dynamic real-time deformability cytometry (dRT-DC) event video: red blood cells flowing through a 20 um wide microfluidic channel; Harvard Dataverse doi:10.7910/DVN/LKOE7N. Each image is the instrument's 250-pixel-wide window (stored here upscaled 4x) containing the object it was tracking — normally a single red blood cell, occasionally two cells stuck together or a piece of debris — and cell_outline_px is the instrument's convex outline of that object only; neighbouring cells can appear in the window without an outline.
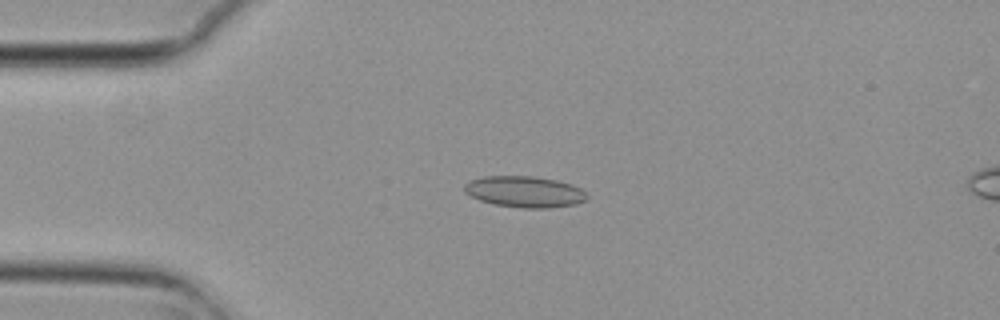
{"species": "common noctule bat (a hibernating species)", "species_latin": "Nyctalus noctula", "temperature_condition": "cold", "stored_images_in_passage": 6, "camera_frame_rate_fps": 3000, "um_per_image_px": 0.085, "animal": {"sex": "female", "body_mass_g": 29.2, "forearm_length_mm": 56.3}, "frame": {"image": 1, "passage_image": 4, "time_ms": 1.0, "image_size_px": [1000, 320], "cell_outline_px": [[588, 196], [584, 200], [576, 204], [548, 208], [520, 208], [496, 204], [480, 200], [464, 192], [464, 184], [468, 180], [484, 176], [532, 176], [556, 180], [572, 184], [580, 188]], "centroid_in_image_um": [44.57, 16.29], "position_along_channel_um": 40.4, "area_um2": 22.25}}